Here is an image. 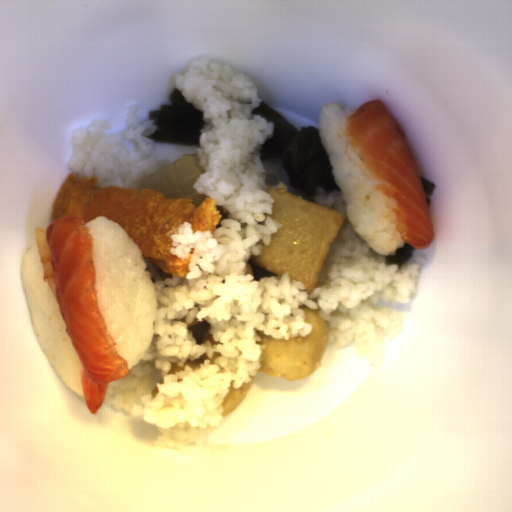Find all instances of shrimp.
<instances>
[{
	"label": "shrimp",
	"mask_w": 512,
	"mask_h": 512,
	"mask_svg": "<svg viewBox=\"0 0 512 512\" xmlns=\"http://www.w3.org/2000/svg\"><path fill=\"white\" fill-rule=\"evenodd\" d=\"M35 240L38 250V256L43 267V281H47L49 287L55 296V272L51 259V250L49 247L48 237L45 228L42 226H35Z\"/></svg>",
	"instance_id": "obj_1"
},
{
	"label": "shrimp",
	"mask_w": 512,
	"mask_h": 512,
	"mask_svg": "<svg viewBox=\"0 0 512 512\" xmlns=\"http://www.w3.org/2000/svg\"><path fill=\"white\" fill-rule=\"evenodd\" d=\"M81 382L86 409L93 415L98 413L106 401L109 386L96 383L81 374Z\"/></svg>",
	"instance_id": "obj_2"
}]
</instances>
